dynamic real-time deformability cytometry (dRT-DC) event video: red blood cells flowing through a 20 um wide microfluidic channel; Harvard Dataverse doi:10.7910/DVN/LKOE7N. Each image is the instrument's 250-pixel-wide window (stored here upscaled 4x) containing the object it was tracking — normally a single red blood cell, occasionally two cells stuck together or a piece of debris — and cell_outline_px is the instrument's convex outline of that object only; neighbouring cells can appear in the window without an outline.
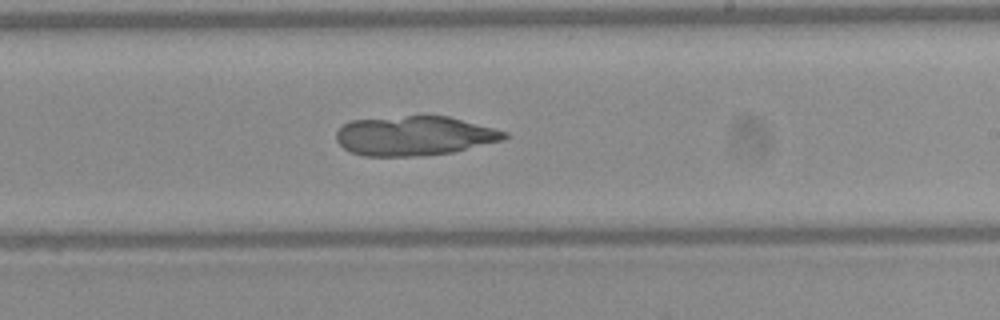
{"species": "Egyptian fruit bat (a non-hibernating species)", "species_latin": "Rousettus aegyptiacus", "temperature_condition": "warm", "stored_images_in_passage": 50, "camera_frame_rate_fps": 3000, "um_per_image_px": 0.085, "frame": {"image": 1, "passage_image": 29, "time_ms": 9.333, "image_size_px": [1000, 320], "cell_outline_px": [[508, 136], [504, 140], [452, 152], [420, 156], [364, 156], [352, 152], [344, 148], [336, 140], [336, 132], [344, 124], [352, 120], [408, 116], [448, 116], [508, 132]], "centroid_in_image_um": [35.22, 11.55], "position_along_channel_um": 253.8, "area_um2": 38.44}}
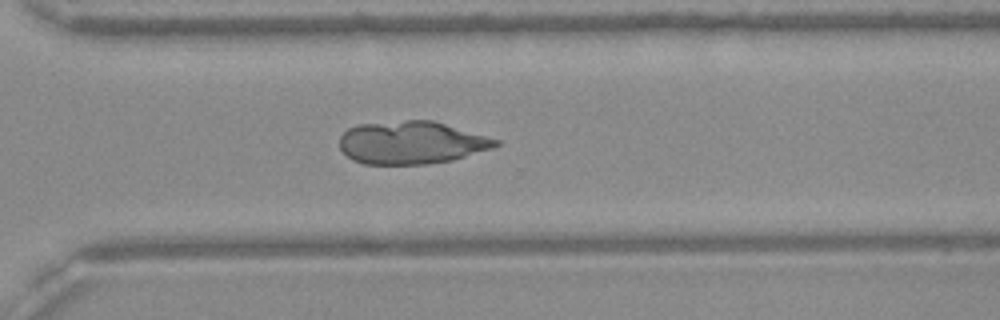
{"frame": {"image": 2, "passage_image": 35, "time_ms": 11.333, "image_size_px": [1000, 320], "cell_outline_px": [[500, 144], [492, 148], [452, 160], [428, 164], [364, 164], [352, 160], [340, 148], [340, 136], [348, 128], [360, 124], [408, 120], [432, 120], [500, 140]], "centroid_in_image_um": [34.96, 12.12], "position_along_channel_um": 335.6, "area_um2": 38.73}}
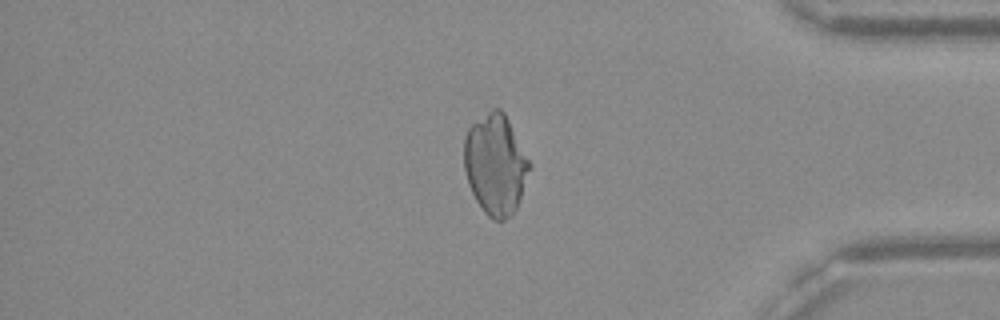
{"frame": {"image": 3, "passage_image": 41, "time_ms": 13.333, "image_size_px": [1000, 320], "cell_outline_px": [[532, 168], [516, 208], [512, 216], [504, 220], [492, 220], [484, 212], [476, 200], [468, 184], [464, 168], [464, 136], [468, 128], [472, 124], [492, 108], [500, 108], [504, 112], [532, 164]], "centroid_in_image_um": [42.12, 13.99], "position_along_channel_um": 393.1, "area_um2": 38.55}}